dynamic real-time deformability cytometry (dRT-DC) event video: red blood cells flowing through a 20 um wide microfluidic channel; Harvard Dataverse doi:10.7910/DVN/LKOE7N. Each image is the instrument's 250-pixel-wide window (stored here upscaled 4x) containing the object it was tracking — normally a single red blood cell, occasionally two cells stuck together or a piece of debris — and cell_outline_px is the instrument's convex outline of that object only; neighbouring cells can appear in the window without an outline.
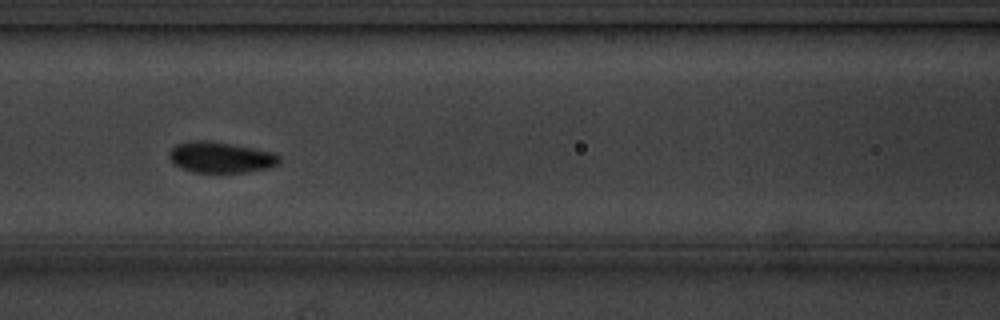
{"species": "common noctule bat (a hibernating species)", "species_latin": "Nyctalus noctula", "temperature_condition": "cold", "stored_images_in_passage": 12, "camera_frame_rate_fps": 3000, "um_per_image_px": 0.085, "animal": {"sex": "male", "body_mass_g": 20.1, "forearm_length_mm": 53.5}, "frame": {"image": 1, "passage_image": 6, "time_ms": 6.667, "image_size_px": [1000, 320], "cell_outline_px": [[280, 164], [272, 168], [248, 172], [192, 172], [180, 168], [168, 156], [168, 152], [176, 144], [192, 140], [208, 140], [252, 148], [272, 152], [280, 156]], "centroid_in_image_um": [18.78, 13.38], "position_along_channel_um": 147.8, "area_um2": 19.94}}
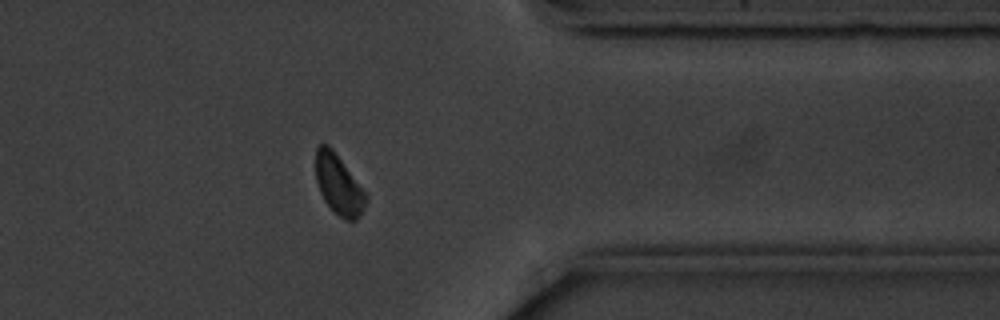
{"frame": {"image": 2, "passage_image": 12, "time_ms": 13.667, "image_size_px": [1000, 320], "cell_outline_px": [[368, 196], [364, 208], [356, 220], [344, 220], [324, 200], [320, 192], [316, 180], [316, 148], [320, 144], [328, 144], [332, 148], [368, 192]], "centroid_in_image_um": [28.82, 15.67], "position_along_channel_um": 382.6, "area_um2": 17.69}, "authors_computed_cell_mechanics": {"area_um2": 18.9873, "velocity_mm_per_s": 3.5319, "shape_relaxation_time_tau1_ms": 0.991, "shape_relaxation_time_tau2_ms": null, "deformation_change_tau1": 0.0629, "deformation_change_tau2": null}}